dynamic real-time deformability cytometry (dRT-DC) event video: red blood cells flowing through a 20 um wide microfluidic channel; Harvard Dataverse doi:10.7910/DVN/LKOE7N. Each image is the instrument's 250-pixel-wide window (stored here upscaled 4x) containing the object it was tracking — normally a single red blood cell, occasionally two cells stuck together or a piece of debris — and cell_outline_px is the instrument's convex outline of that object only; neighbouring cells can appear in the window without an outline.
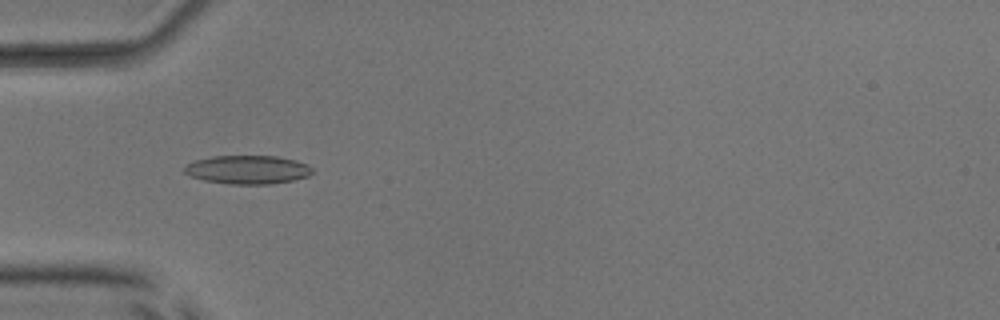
{"species": "common noctule bat (a hibernating species)", "species_latin": "Nyctalus noctula", "temperature_condition": "room temperature", "stored_images_in_passage": 38, "camera_frame_rate_fps": 3000, "um_per_image_px": 0.085, "animal": {"sex": "male", "body_mass_g": 17.9, "forearm_length_mm": 54.2}, "frame": {"image": 1, "passage_image": 9, "time_ms": 2.667, "image_size_px": [1000, 320], "cell_outline_px": [[312, 172], [308, 176], [292, 180], [268, 184], [228, 184], [204, 180], [192, 176], [184, 172], [184, 164], [196, 160], [212, 156], [276, 156], [296, 160], [308, 164], [312, 168]], "centroid_in_image_um": [21.04, 14.41], "position_along_channel_um": 64.0, "area_um2": 21.27}}
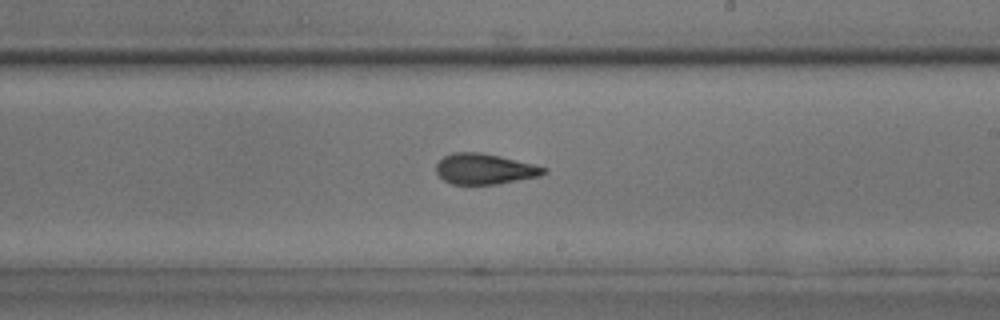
{"frame": {"image": 2, "passage_image": 23, "time_ms": 7.333, "image_size_px": [1000, 320], "cell_outline_px": [[548, 172], [540, 176], [496, 184], [452, 184], [444, 180], [436, 172], [436, 164], [444, 156], [452, 152], [480, 152], [500, 156], [548, 168]], "centroid_in_image_um": [41.19, 14.36], "position_along_channel_um": 247.8, "area_um2": 19.13}}
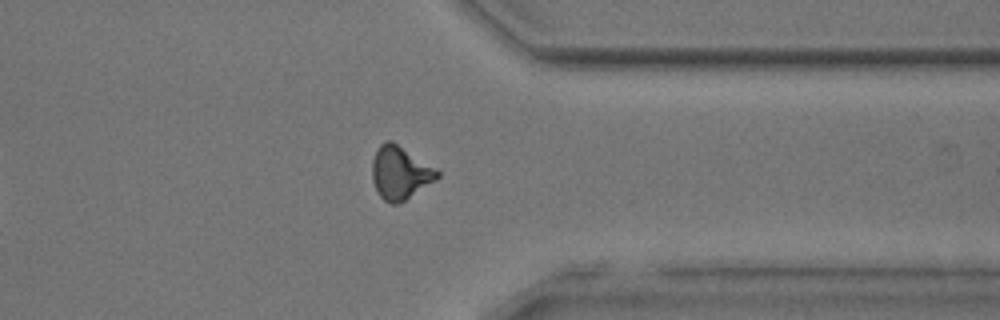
{"frame": {"image": 3, "passage_image": 33, "time_ms": 10.667, "image_size_px": [1000, 320], "cell_outline_px": [[440, 176], [436, 180], [404, 200], [396, 204], [392, 204], [384, 200], [380, 196], [372, 180], [372, 160], [380, 144], [384, 140], [392, 140], [436, 168], [440, 172]], "centroid_in_image_um": [34.0, 14.66], "position_along_channel_um": 377.4, "area_um2": 20.06}, "authors_computed_cell_mechanics": {"area_um2": 19.5364, "velocity_mm_per_s": 3.995, "shape_relaxation_time_tau1_ms": null, "shape_relaxation_time_tau2_ms": 1.8155, "deformation_change_tau1": null, "deformation_change_tau2": 0.0997}}